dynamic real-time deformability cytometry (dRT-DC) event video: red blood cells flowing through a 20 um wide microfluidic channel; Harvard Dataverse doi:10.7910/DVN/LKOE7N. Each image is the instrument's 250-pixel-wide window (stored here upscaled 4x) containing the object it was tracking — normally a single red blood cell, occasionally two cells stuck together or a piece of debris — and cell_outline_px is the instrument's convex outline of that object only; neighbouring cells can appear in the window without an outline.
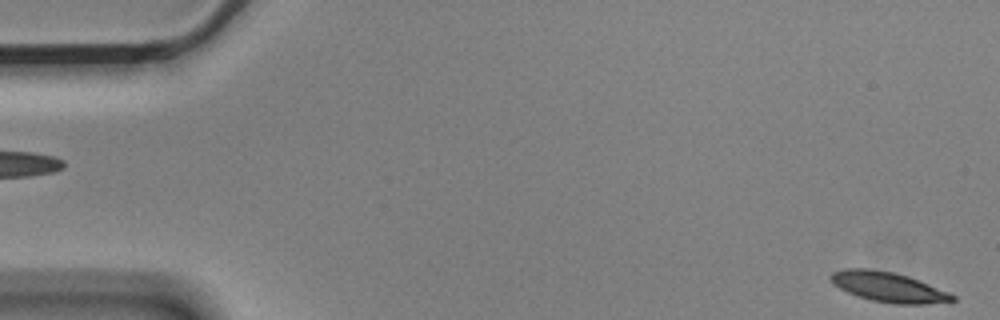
{"species": "Egyptian fruit bat (a non-hibernating species)", "species_latin": "Rousettus aegyptiacus", "temperature_condition": "cold", "stored_images_in_passage": 3, "segment_of_instrument_passage": [2, 2], "camera_frame_rate_fps": 3000, "um_per_image_px": 0.085, "animal": {"sex": "male"}, "frame": {"image": 1, "passage_image": 3, "time_ms": 0.667, "image_size_px": [1000, 320], "cell_outline_px": [[956, 300], [924, 304], [892, 304], [872, 300], [848, 292], [832, 284], [828, 276], [832, 272], [844, 268], [872, 268], [892, 272], [908, 276], [948, 292], [956, 296]], "centroid_in_image_um": [75.46, 24.38], "position_along_channel_um": 9.5, "area_um2": 21.15}}